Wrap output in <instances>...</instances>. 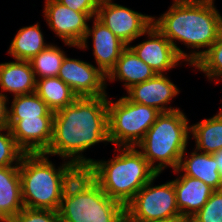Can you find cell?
I'll list each match as a JSON object with an SVG mask.
<instances>
[{
  "label": "cell",
  "instance_id": "18",
  "mask_svg": "<svg viewBox=\"0 0 222 222\" xmlns=\"http://www.w3.org/2000/svg\"><path fill=\"white\" fill-rule=\"evenodd\" d=\"M0 87L3 91L12 93L13 96L34 93L36 79L29 61L15 60L0 63Z\"/></svg>",
  "mask_w": 222,
  "mask_h": 222
},
{
  "label": "cell",
  "instance_id": "4",
  "mask_svg": "<svg viewBox=\"0 0 222 222\" xmlns=\"http://www.w3.org/2000/svg\"><path fill=\"white\" fill-rule=\"evenodd\" d=\"M116 151L119 154L110 160H94L86 171L110 198L126 206L158 173L136 147H118Z\"/></svg>",
  "mask_w": 222,
  "mask_h": 222
},
{
  "label": "cell",
  "instance_id": "12",
  "mask_svg": "<svg viewBox=\"0 0 222 222\" xmlns=\"http://www.w3.org/2000/svg\"><path fill=\"white\" fill-rule=\"evenodd\" d=\"M89 37H92L96 66L107 77L127 45L96 17L93 19L92 27H88L85 37L77 48H88Z\"/></svg>",
  "mask_w": 222,
  "mask_h": 222
},
{
  "label": "cell",
  "instance_id": "23",
  "mask_svg": "<svg viewBox=\"0 0 222 222\" xmlns=\"http://www.w3.org/2000/svg\"><path fill=\"white\" fill-rule=\"evenodd\" d=\"M35 93L52 112L65 108L78 98L74 91L58 76L36 80Z\"/></svg>",
  "mask_w": 222,
  "mask_h": 222
},
{
  "label": "cell",
  "instance_id": "30",
  "mask_svg": "<svg viewBox=\"0 0 222 222\" xmlns=\"http://www.w3.org/2000/svg\"><path fill=\"white\" fill-rule=\"evenodd\" d=\"M77 12H97L102 0H56Z\"/></svg>",
  "mask_w": 222,
  "mask_h": 222
},
{
  "label": "cell",
  "instance_id": "10",
  "mask_svg": "<svg viewBox=\"0 0 222 222\" xmlns=\"http://www.w3.org/2000/svg\"><path fill=\"white\" fill-rule=\"evenodd\" d=\"M44 19L64 45L77 47L89 27L87 21L96 17L97 12H77L56 0H45Z\"/></svg>",
  "mask_w": 222,
  "mask_h": 222
},
{
  "label": "cell",
  "instance_id": "14",
  "mask_svg": "<svg viewBox=\"0 0 222 222\" xmlns=\"http://www.w3.org/2000/svg\"><path fill=\"white\" fill-rule=\"evenodd\" d=\"M53 117L8 120L7 127L25 153H44L52 140Z\"/></svg>",
  "mask_w": 222,
  "mask_h": 222
},
{
  "label": "cell",
  "instance_id": "5",
  "mask_svg": "<svg viewBox=\"0 0 222 222\" xmlns=\"http://www.w3.org/2000/svg\"><path fill=\"white\" fill-rule=\"evenodd\" d=\"M58 214L62 222H125V205L110 198L80 170L64 191Z\"/></svg>",
  "mask_w": 222,
  "mask_h": 222
},
{
  "label": "cell",
  "instance_id": "32",
  "mask_svg": "<svg viewBox=\"0 0 222 222\" xmlns=\"http://www.w3.org/2000/svg\"><path fill=\"white\" fill-rule=\"evenodd\" d=\"M125 222H187L184 218H168L154 221L125 220Z\"/></svg>",
  "mask_w": 222,
  "mask_h": 222
},
{
  "label": "cell",
  "instance_id": "8",
  "mask_svg": "<svg viewBox=\"0 0 222 222\" xmlns=\"http://www.w3.org/2000/svg\"><path fill=\"white\" fill-rule=\"evenodd\" d=\"M157 174L126 204L125 220L154 221L183 218L179 212L173 180L154 186Z\"/></svg>",
  "mask_w": 222,
  "mask_h": 222
},
{
  "label": "cell",
  "instance_id": "15",
  "mask_svg": "<svg viewBox=\"0 0 222 222\" xmlns=\"http://www.w3.org/2000/svg\"><path fill=\"white\" fill-rule=\"evenodd\" d=\"M179 92L177 85L165 74H156L153 78L129 88L126 97L132 102L153 107L163 113L179 110L169 105Z\"/></svg>",
  "mask_w": 222,
  "mask_h": 222
},
{
  "label": "cell",
  "instance_id": "26",
  "mask_svg": "<svg viewBox=\"0 0 222 222\" xmlns=\"http://www.w3.org/2000/svg\"><path fill=\"white\" fill-rule=\"evenodd\" d=\"M192 67L205 73L208 80H218L215 83L218 84L222 78V29L215 43Z\"/></svg>",
  "mask_w": 222,
  "mask_h": 222
},
{
  "label": "cell",
  "instance_id": "25",
  "mask_svg": "<svg viewBox=\"0 0 222 222\" xmlns=\"http://www.w3.org/2000/svg\"><path fill=\"white\" fill-rule=\"evenodd\" d=\"M65 56L63 49L61 50L57 45L49 44L29 61L34 71L35 79L58 76Z\"/></svg>",
  "mask_w": 222,
  "mask_h": 222
},
{
  "label": "cell",
  "instance_id": "3",
  "mask_svg": "<svg viewBox=\"0 0 222 222\" xmlns=\"http://www.w3.org/2000/svg\"><path fill=\"white\" fill-rule=\"evenodd\" d=\"M45 153H25L19 164L24 207L58 211L68 183L80 171L65 161L60 167Z\"/></svg>",
  "mask_w": 222,
  "mask_h": 222
},
{
  "label": "cell",
  "instance_id": "16",
  "mask_svg": "<svg viewBox=\"0 0 222 222\" xmlns=\"http://www.w3.org/2000/svg\"><path fill=\"white\" fill-rule=\"evenodd\" d=\"M173 184L179 212L186 220L205 205L214 191L200 179L183 174L174 179Z\"/></svg>",
  "mask_w": 222,
  "mask_h": 222
},
{
  "label": "cell",
  "instance_id": "21",
  "mask_svg": "<svg viewBox=\"0 0 222 222\" xmlns=\"http://www.w3.org/2000/svg\"><path fill=\"white\" fill-rule=\"evenodd\" d=\"M40 29L39 23L20 28L10 43L8 54L15 60L30 61L49 45Z\"/></svg>",
  "mask_w": 222,
  "mask_h": 222
},
{
  "label": "cell",
  "instance_id": "19",
  "mask_svg": "<svg viewBox=\"0 0 222 222\" xmlns=\"http://www.w3.org/2000/svg\"><path fill=\"white\" fill-rule=\"evenodd\" d=\"M23 208L19 165L0 167V222H9Z\"/></svg>",
  "mask_w": 222,
  "mask_h": 222
},
{
  "label": "cell",
  "instance_id": "1",
  "mask_svg": "<svg viewBox=\"0 0 222 222\" xmlns=\"http://www.w3.org/2000/svg\"><path fill=\"white\" fill-rule=\"evenodd\" d=\"M107 97H78L54 112L52 140L44 153L58 155L79 170H86L94 159L82 153L99 142H109Z\"/></svg>",
  "mask_w": 222,
  "mask_h": 222
},
{
  "label": "cell",
  "instance_id": "33",
  "mask_svg": "<svg viewBox=\"0 0 222 222\" xmlns=\"http://www.w3.org/2000/svg\"><path fill=\"white\" fill-rule=\"evenodd\" d=\"M212 155L216 160L218 170H219L221 180H222V149L219 150L218 152L213 153Z\"/></svg>",
  "mask_w": 222,
  "mask_h": 222
},
{
  "label": "cell",
  "instance_id": "27",
  "mask_svg": "<svg viewBox=\"0 0 222 222\" xmlns=\"http://www.w3.org/2000/svg\"><path fill=\"white\" fill-rule=\"evenodd\" d=\"M24 154L25 152L17 145L10 129L0 128V167L19 165Z\"/></svg>",
  "mask_w": 222,
  "mask_h": 222
},
{
  "label": "cell",
  "instance_id": "9",
  "mask_svg": "<svg viewBox=\"0 0 222 222\" xmlns=\"http://www.w3.org/2000/svg\"><path fill=\"white\" fill-rule=\"evenodd\" d=\"M96 18L127 46L152 25L153 16L142 14L113 0H102Z\"/></svg>",
  "mask_w": 222,
  "mask_h": 222
},
{
  "label": "cell",
  "instance_id": "31",
  "mask_svg": "<svg viewBox=\"0 0 222 222\" xmlns=\"http://www.w3.org/2000/svg\"><path fill=\"white\" fill-rule=\"evenodd\" d=\"M8 95L0 93V128L8 126Z\"/></svg>",
  "mask_w": 222,
  "mask_h": 222
},
{
  "label": "cell",
  "instance_id": "13",
  "mask_svg": "<svg viewBox=\"0 0 222 222\" xmlns=\"http://www.w3.org/2000/svg\"><path fill=\"white\" fill-rule=\"evenodd\" d=\"M148 40L138 43L136 46L129 45L135 54L148 64L156 74H164L179 65L183 59L177 53L171 42L153 25L144 32Z\"/></svg>",
  "mask_w": 222,
  "mask_h": 222
},
{
  "label": "cell",
  "instance_id": "20",
  "mask_svg": "<svg viewBox=\"0 0 222 222\" xmlns=\"http://www.w3.org/2000/svg\"><path fill=\"white\" fill-rule=\"evenodd\" d=\"M156 72L143 60H141L135 52L127 46L121 53L114 69L106 77L108 81H124L126 91L133 85L142 83L153 78Z\"/></svg>",
  "mask_w": 222,
  "mask_h": 222
},
{
  "label": "cell",
  "instance_id": "28",
  "mask_svg": "<svg viewBox=\"0 0 222 222\" xmlns=\"http://www.w3.org/2000/svg\"><path fill=\"white\" fill-rule=\"evenodd\" d=\"M187 222H222V189L214 190L205 205Z\"/></svg>",
  "mask_w": 222,
  "mask_h": 222
},
{
  "label": "cell",
  "instance_id": "6",
  "mask_svg": "<svg viewBox=\"0 0 222 222\" xmlns=\"http://www.w3.org/2000/svg\"><path fill=\"white\" fill-rule=\"evenodd\" d=\"M190 135L189 120L183 111L163 112L135 147L161 174L167 167L173 171L178 168Z\"/></svg>",
  "mask_w": 222,
  "mask_h": 222
},
{
  "label": "cell",
  "instance_id": "22",
  "mask_svg": "<svg viewBox=\"0 0 222 222\" xmlns=\"http://www.w3.org/2000/svg\"><path fill=\"white\" fill-rule=\"evenodd\" d=\"M195 149L213 154L222 149V107L219 112L190 126Z\"/></svg>",
  "mask_w": 222,
  "mask_h": 222
},
{
  "label": "cell",
  "instance_id": "7",
  "mask_svg": "<svg viewBox=\"0 0 222 222\" xmlns=\"http://www.w3.org/2000/svg\"><path fill=\"white\" fill-rule=\"evenodd\" d=\"M161 112L122 96L108 99V138L116 147H135L155 123Z\"/></svg>",
  "mask_w": 222,
  "mask_h": 222
},
{
  "label": "cell",
  "instance_id": "2",
  "mask_svg": "<svg viewBox=\"0 0 222 222\" xmlns=\"http://www.w3.org/2000/svg\"><path fill=\"white\" fill-rule=\"evenodd\" d=\"M214 2L215 0H174L164 14L156 19L153 17V25L190 66H194L215 43L222 29V16ZM176 41L193 49L192 52H184Z\"/></svg>",
  "mask_w": 222,
  "mask_h": 222
},
{
  "label": "cell",
  "instance_id": "11",
  "mask_svg": "<svg viewBox=\"0 0 222 222\" xmlns=\"http://www.w3.org/2000/svg\"><path fill=\"white\" fill-rule=\"evenodd\" d=\"M58 77L78 97L107 96L106 76L93 64L83 60L64 57Z\"/></svg>",
  "mask_w": 222,
  "mask_h": 222
},
{
  "label": "cell",
  "instance_id": "17",
  "mask_svg": "<svg viewBox=\"0 0 222 222\" xmlns=\"http://www.w3.org/2000/svg\"><path fill=\"white\" fill-rule=\"evenodd\" d=\"M181 156L179 166L173 172L200 179L214 190L222 189V180L215 158L212 154L195 149L190 155Z\"/></svg>",
  "mask_w": 222,
  "mask_h": 222
},
{
  "label": "cell",
  "instance_id": "24",
  "mask_svg": "<svg viewBox=\"0 0 222 222\" xmlns=\"http://www.w3.org/2000/svg\"><path fill=\"white\" fill-rule=\"evenodd\" d=\"M38 116H54V112L35 92L13 97L8 108V120L31 119Z\"/></svg>",
  "mask_w": 222,
  "mask_h": 222
},
{
  "label": "cell",
  "instance_id": "29",
  "mask_svg": "<svg viewBox=\"0 0 222 222\" xmlns=\"http://www.w3.org/2000/svg\"><path fill=\"white\" fill-rule=\"evenodd\" d=\"M9 222H62L58 211L24 207Z\"/></svg>",
  "mask_w": 222,
  "mask_h": 222
}]
</instances>
